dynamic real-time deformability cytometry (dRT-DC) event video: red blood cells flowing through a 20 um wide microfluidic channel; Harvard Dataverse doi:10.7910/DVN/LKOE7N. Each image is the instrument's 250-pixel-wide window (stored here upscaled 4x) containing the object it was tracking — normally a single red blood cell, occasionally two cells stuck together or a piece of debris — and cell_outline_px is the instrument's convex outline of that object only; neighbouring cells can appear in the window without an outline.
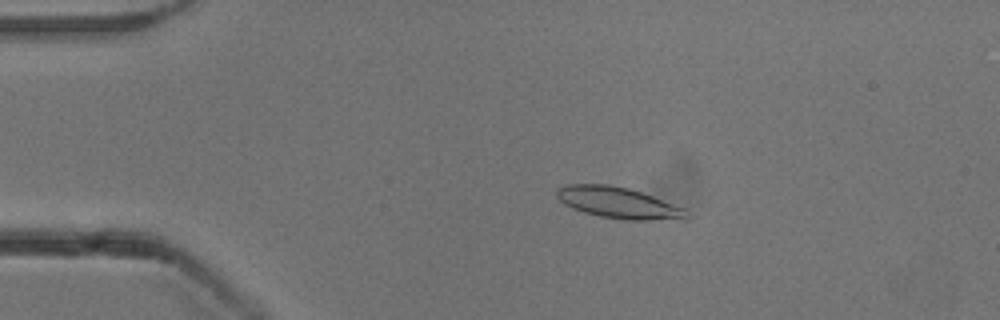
{"species": "common noctule bat (a hibernating species)", "species_latin": "Nyctalus noctula", "temperature_condition": "cold", "stored_images_in_passage": 54, "camera_frame_rate_fps": 3000, "um_per_image_px": 0.085, "animal": {"sex": "male", "body_mass_g": 13.3}, "frame": {"image": 1, "passage_image": 11, "time_ms": 3.333, "image_size_px": [1000, 320], "cell_outline_px": [[688, 220], [624, 220], [600, 216], [584, 212], [572, 208], [564, 204], [556, 196], [556, 188], [568, 184], [608, 184], [628, 188], [652, 196], [684, 208], [688, 216]], "centroid_in_image_um": [52.56, 17.24], "position_along_channel_um": 32.4, "area_um2": 23.64}}
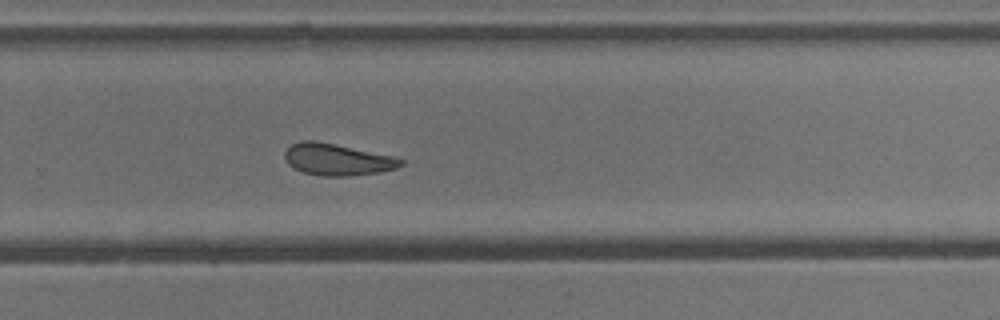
{"frame": {"image": 2, "passage_image": 36, "time_ms": 11.667, "image_size_px": [1000, 320], "cell_outline_px": [[404, 164], [396, 168], [376, 172], [348, 176], [320, 176], [304, 172], [292, 168], [288, 164], [284, 156], [284, 152], [292, 144], [300, 140], [312, 140], [392, 156], [404, 160]], "centroid_in_image_um": [28.61, 13.57], "position_along_channel_um": 301.2, "area_um2": 21.1}}
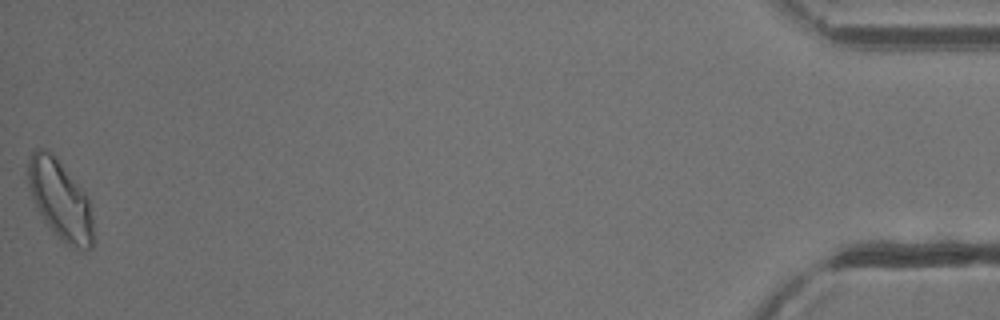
{"frame": {"image": 3, "passage_image": 54, "time_ms": 17.667, "image_size_px": [1000, 320], "cell_outline_px": [[96, 240], [92, 248], [84, 252], [80, 252], [72, 248], [60, 240], [44, 220], [32, 200], [28, 184], [28, 160], [32, 152], [36, 148], [44, 148], [52, 152], [56, 156], [88, 196], [92, 216]], "centroid_in_image_um": [5.16, 17.05], "position_along_channel_um": 430.0, "area_um2": 30.98}, "authors_computed_cell_mechanics": {"area_um2": 22.6576, "velocity_mm_per_s": 3.8125, "shape_relaxation_time_tau1_ms": 2.6205, "shape_relaxation_time_tau2_ms": 4.3053, "deformation_change_tau1": 0.1209, "deformation_change_tau2": 0.1226}}